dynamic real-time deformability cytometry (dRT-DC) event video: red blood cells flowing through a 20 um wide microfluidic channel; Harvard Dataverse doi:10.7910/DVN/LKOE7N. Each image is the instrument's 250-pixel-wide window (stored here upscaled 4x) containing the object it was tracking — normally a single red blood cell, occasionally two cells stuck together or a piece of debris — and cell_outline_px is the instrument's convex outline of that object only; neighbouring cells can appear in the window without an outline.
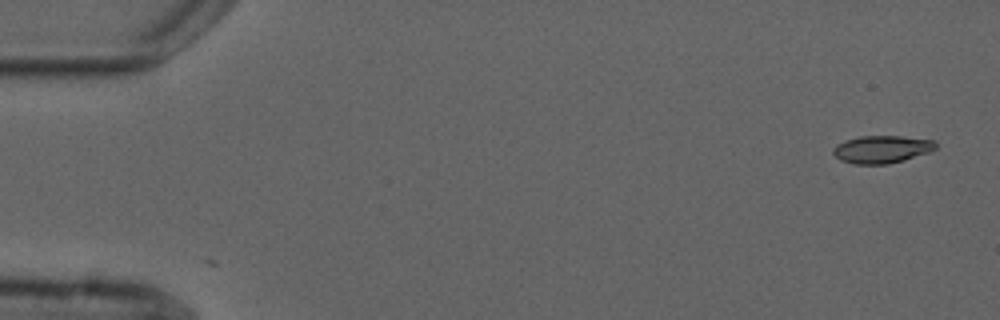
{"species": "common noctule bat (a hibernating species)", "species_latin": "Nyctalus noctula", "temperature_condition": "cold", "stored_images_in_passage": 3, "camera_frame_rate_fps": 3000, "um_per_image_px": 0.085, "animal": {"sex": "male", "forearm_length_mm": 52.5}, "frame": {"image": 1, "passage_image": 1, "time_ms": 0.0, "image_size_px": [1000, 320], "cell_outline_px": [[936, 148], [928, 152], [904, 160], [888, 164], [856, 164], [840, 160], [832, 152], [832, 148], [836, 144], [844, 140], [860, 136], [900, 136], [936, 140]], "centroid_in_image_um": [74.93, 12.68], "position_along_channel_um": 10.1, "area_um2": 16.53}}